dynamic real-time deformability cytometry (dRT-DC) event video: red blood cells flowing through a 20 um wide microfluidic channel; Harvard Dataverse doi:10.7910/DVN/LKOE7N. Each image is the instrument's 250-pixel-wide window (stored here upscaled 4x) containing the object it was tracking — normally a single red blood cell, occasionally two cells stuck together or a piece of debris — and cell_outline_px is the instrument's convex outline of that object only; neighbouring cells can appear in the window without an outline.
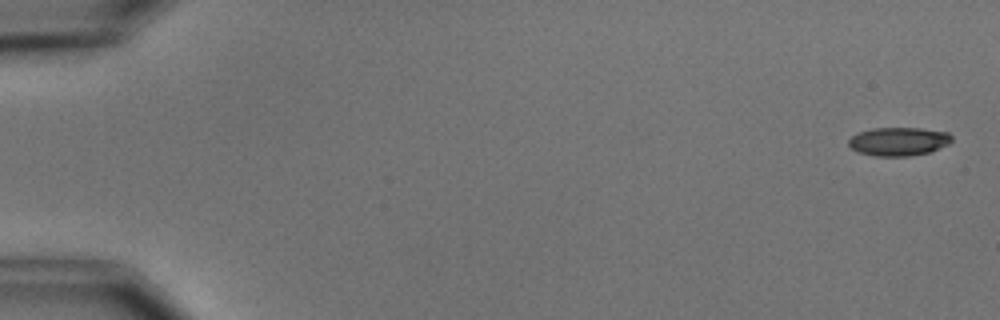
{"species": "common noctule bat (a hibernating species)", "species_latin": "Nyctalus noctula", "temperature_condition": "cold", "stored_images_in_passage": 6, "camera_frame_rate_fps": 3000, "um_per_image_px": 0.085, "animal": {"sex": "male", "body_mass_g": 15.6}, "frame": {"image": 1, "passage_image": 1, "time_ms": 0.0, "image_size_px": [1000, 320], "cell_outline_px": [[952, 140], [948, 144], [928, 152], [912, 156], [876, 156], [860, 152], [852, 148], [848, 144], [848, 140], [852, 136], [860, 132], [872, 128], [920, 128], [948, 132], [952, 136]], "centroid_in_image_um": [76.39, 12.02], "position_along_channel_um": 8.6, "area_um2": 16.99}}
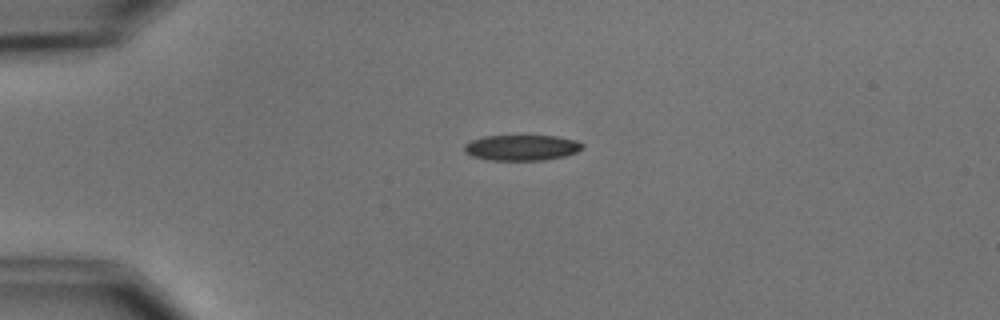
{"frame": {"image": 2, "passage_image": 4, "time_ms": 4.0, "image_size_px": [1000, 320], "cell_outline_px": [[584, 148], [576, 152], [564, 156], [544, 160], [488, 160], [472, 156], [464, 152], [464, 144], [472, 140], [484, 136], [556, 136], [576, 140], [584, 144]], "centroid_in_image_um": [44.34, 12.55], "position_along_channel_um": 40.7, "area_um2": 17.69}}